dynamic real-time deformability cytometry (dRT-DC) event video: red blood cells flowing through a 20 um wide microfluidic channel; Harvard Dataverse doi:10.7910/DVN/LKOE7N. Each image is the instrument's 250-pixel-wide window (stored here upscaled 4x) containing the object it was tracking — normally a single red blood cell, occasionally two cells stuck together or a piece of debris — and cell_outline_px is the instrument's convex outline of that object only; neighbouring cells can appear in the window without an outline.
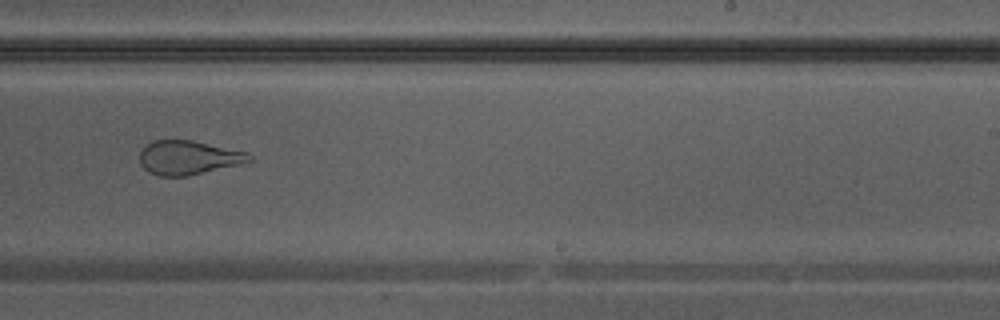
{"species": "Egyptian fruit bat (a non-hibernating species)", "species_latin": "Rousettus aegyptiacus", "temperature_condition": "warm", "stored_images_in_passage": 36, "camera_frame_rate_fps": 3000, "um_per_image_px": 0.085, "animal": {"sex": "male"}, "frame": {"image": 1, "passage_image": 21, "time_ms": 6.667, "image_size_px": [1000, 320], "cell_outline_px": [[252, 160], [240, 164], [188, 176], [160, 176], [148, 172], [140, 164], [140, 152], [144, 144], [152, 140], [192, 140], [248, 152], [252, 156]], "centroid_in_image_um": [15.98, 13.39], "position_along_channel_um": 273.0, "area_um2": 21.85}}